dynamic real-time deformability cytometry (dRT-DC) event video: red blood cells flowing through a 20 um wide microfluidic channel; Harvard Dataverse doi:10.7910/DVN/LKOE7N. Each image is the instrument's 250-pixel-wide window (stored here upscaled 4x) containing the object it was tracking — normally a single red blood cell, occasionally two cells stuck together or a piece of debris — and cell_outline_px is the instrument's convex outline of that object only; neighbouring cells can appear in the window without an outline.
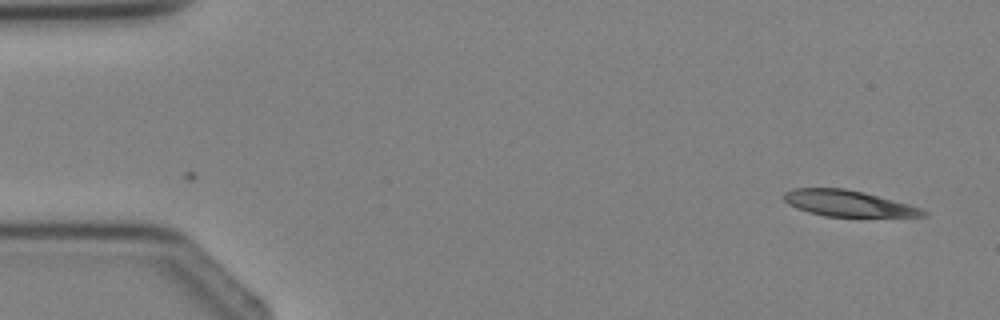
{"species": "Egyptian fruit bat (a non-hibernating species)", "species_latin": "Rousettus aegyptiacus", "temperature_condition": "cold", "stored_images_in_passage": 2, "camera_frame_rate_fps": 3000, "um_per_image_px": 0.085, "animal": {"sex": "female"}, "frame": {"image": 1, "passage_image": 2, "time_ms": 1.0, "image_size_px": [1000, 320], "cell_outline_px": [[928, 216], [824, 216], [808, 212], [796, 208], [788, 204], [784, 200], [784, 192], [792, 188], [844, 188], [864, 192], [908, 204], [920, 208], [928, 212]], "centroid_in_image_um": [72.05, 17.28], "position_along_channel_um": 13.0, "area_um2": 20.98}}